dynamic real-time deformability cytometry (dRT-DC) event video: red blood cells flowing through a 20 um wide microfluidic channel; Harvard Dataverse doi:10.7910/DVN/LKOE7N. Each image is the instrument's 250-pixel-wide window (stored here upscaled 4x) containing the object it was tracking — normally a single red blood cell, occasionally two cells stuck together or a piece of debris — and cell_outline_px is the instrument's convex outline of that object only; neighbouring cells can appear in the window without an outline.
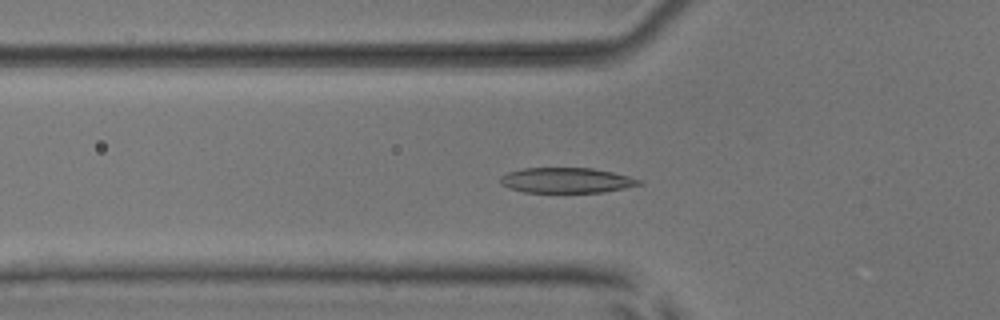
{"species": "common noctule bat (a hibernating species)", "species_latin": "Nyctalus noctula", "temperature_condition": "room temperature", "stored_images_in_passage": 41, "camera_frame_rate_fps": 3000, "um_per_image_px": 0.085, "animal": {"sex": "male", "body_mass_g": 17.9, "forearm_length_mm": 54.2}, "frame": {"image": 1, "passage_image": 9, "time_ms": 2.667, "image_size_px": [1000, 320], "cell_outline_px": [[644, 184], [604, 192], [524, 192], [500, 184], [500, 176], [508, 172], [524, 168], [592, 168], [612, 172], [644, 180]], "centroid_in_image_um": [48.19, 15.32], "position_along_channel_um": 77.6, "area_um2": 20.4}}
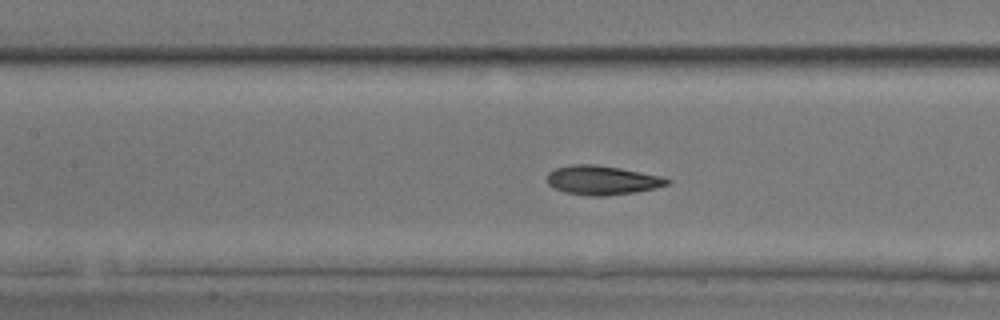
{"frame": {"image": 2, "passage_image": 15, "time_ms": 4.667, "image_size_px": [1000, 320], "cell_outline_px": [[672, 180], [668, 184], [652, 188], [632, 192], [604, 196], [588, 196], [564, 192], [548, 184], [548, 172], [556, 168], [572, 164], [596, 164], [620, 168], [664, 176]], "centroid_in_image_um": [51.18, 15.3], "position_along_channel_um": 156.2, "area_um2": 20.29}}
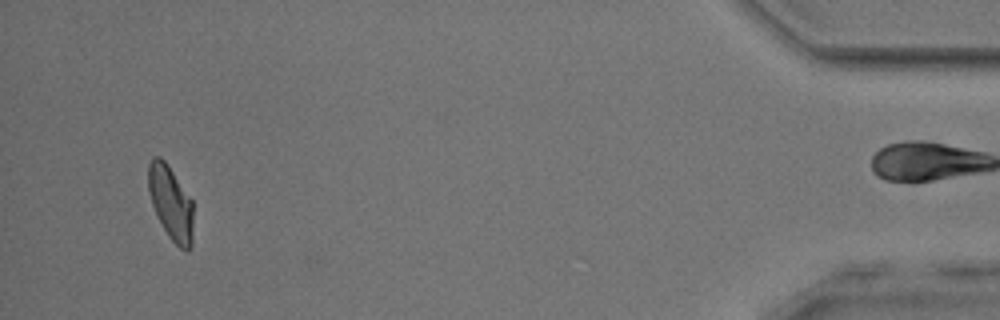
{"frame": {"image": 3, "passage_image": 41, "time_ms": 13.333, "image_size_px": [1000, 320], "cell_outline_px": [[192, 244], [188, 252], [180, 248], [168, 236], [152, 204], [148, 192], [148, 164], [152, 156], [160, 156], [168, 164], [192, 200]], "centroid_in_image_um": [14.51, 17.21], "position_along_channel_um": 420.7, "area_um2": 19.31}, "authors_computed_cell_mechanics": {"area_um2": 19.9988, "velocity_mm_per_s": 3.9212, "shape_relaxation_time_tau1_ms": 2.413, "shape_relaxation_time_tau2_ms": 1.4356, "deformation_change_tau1": 0.1393, "deformation_change_tau2": 0.0724}}